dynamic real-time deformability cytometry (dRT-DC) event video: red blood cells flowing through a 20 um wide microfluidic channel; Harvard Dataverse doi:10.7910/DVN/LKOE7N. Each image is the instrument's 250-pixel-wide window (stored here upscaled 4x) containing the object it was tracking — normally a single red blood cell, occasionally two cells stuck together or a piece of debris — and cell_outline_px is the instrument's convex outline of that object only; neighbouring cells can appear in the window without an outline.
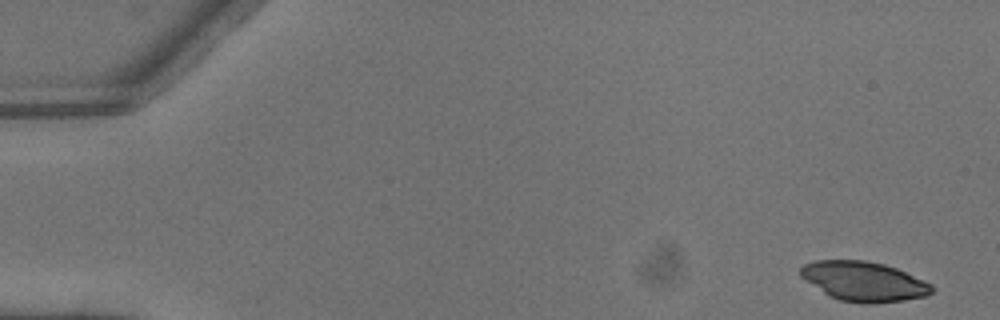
{"species": "common noctule bat (a hibernating species)", "species_latin": "Nyctalus noctula", "temperature_condition": "warm", "stored_images_in_passage": 4, "camera_frame_rate_fps": 3000, "um_per_image_px": 0.085, "animal": {"sex": "male", "body_mass_g": 13.3}, "frame": {"image": 1, "passage_image": 1, "time_ms": 0.0, "image_size_px": [1000, 320], "cell_outline_px": [[936, 288], [928, 296], [904, 300], [872, 304], [860, 304], [840, 300], [828, 296], [800, 276], [800, 268], [804, 264], [816, 260], [864, 260], [884, 264], [896, 268], [924, 280], [932, 284]], "centroid_in_image_um": [73.44, 23.93], "position_along_channel_um": 11.6, "area_um2": 30.58}}
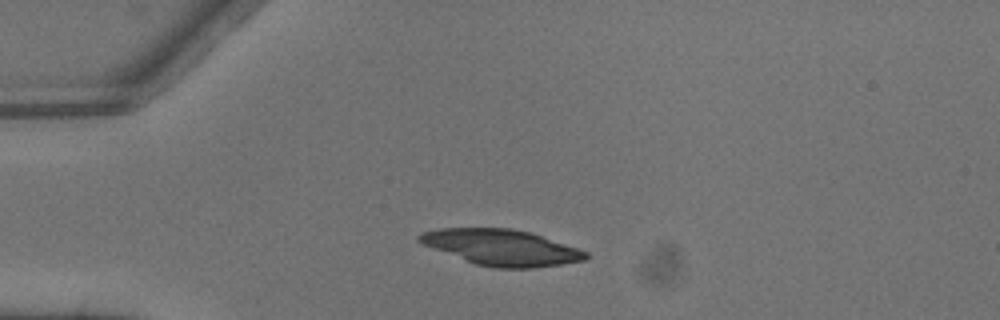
{"frame": {"image": 2, "passage_image": 3, "time_ms": 0.667, "image_size_px": [1000, 320], "cell_outline_px": [[588, 256], [584, 260], [560, 264], [532, 268], [496, 268], [476, 264], [424, 244], [416, 240], [416, 236], [420, 232], [436, 228], [512, 228], [528, 232], [588, 252]], "centroid_in_image_um": [42.57, 21.02], "position_along_channel_um": 42.4, "area_um2": 34.22}}